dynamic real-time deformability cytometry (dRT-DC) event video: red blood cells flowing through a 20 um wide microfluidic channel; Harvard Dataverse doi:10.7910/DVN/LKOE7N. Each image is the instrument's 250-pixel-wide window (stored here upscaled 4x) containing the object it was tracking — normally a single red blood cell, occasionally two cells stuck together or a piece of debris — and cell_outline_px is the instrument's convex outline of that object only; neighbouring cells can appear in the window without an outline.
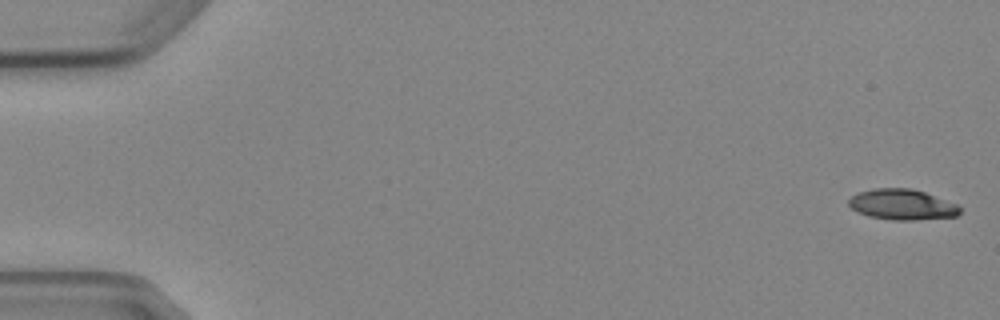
{"species": "Egyptian fruit bat (a non-hibernating species)", "species_latin": "Rousettus aegyptiacus", "temperature_condition": "cold", "stored_images_in_passage": 6, "segment_of_instrument_passage": [2, 2], "camera_frame_rate_fps": 3000, "um_per_image_px": 0.085, "animal": {"sex": "female"}, "frame": {"image": 1, "passage_image": 6, "time_ms": 6.0, "image_size_px": [1000, 320], "cell_outline_px": [[960, 212], [956, 216], [912, 220], [892, 220], [868, 216], [852, 208], [848, 204], [848, 200], [856, 192], [872, 188], [912, 188], [924, 192], [956, 204], [960, 208]], "centroid_in_image_um": [76.64, 17.37], "position_along_channel_um": 8.4, "area_um2": 19.71}}